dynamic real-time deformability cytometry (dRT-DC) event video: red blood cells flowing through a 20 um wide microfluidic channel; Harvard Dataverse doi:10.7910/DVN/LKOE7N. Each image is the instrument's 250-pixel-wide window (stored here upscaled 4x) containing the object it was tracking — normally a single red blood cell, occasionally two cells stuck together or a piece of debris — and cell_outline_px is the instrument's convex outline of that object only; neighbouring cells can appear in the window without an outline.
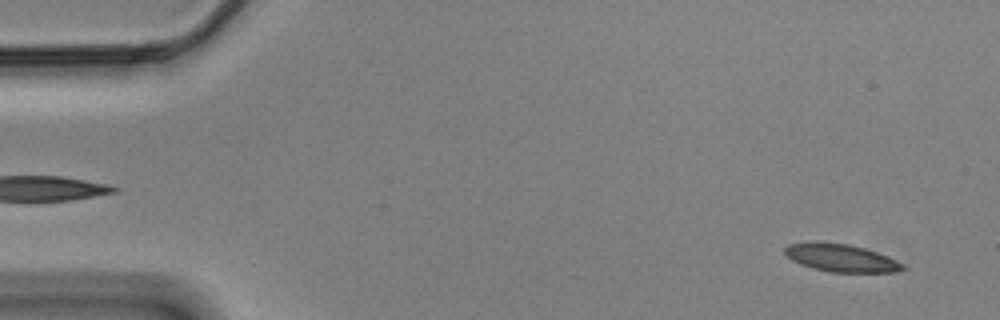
{"species": "Egyptian fruit bat (a non-hibernating species)", "species_latin": "Rousettus aegyptiacus", "temperature_condition": "cold", "stored_images_in_passage": 57, "segment_of_instrument_passage": [1, 2], "camera_frame_rate_fps": 3000, "um_per_image_px": 0.085, "animal": {"sex": "male"}, "frame": {"image": 1, "passage_image": 3, "time_ms": 0.667, "image_size_px": [1000, 320], "cell_outline_px": [[904, 268], [896, 272], [832, 272], [812, 268], [800, 264], [792, 260], [784, 252], [784, 248], [788, 244], [816, 240], [848, 244], [864, 248], [888, 256], [904, 264]], "centroid_in_image_um": [71.44, 21.9], "position_along_channel_um": 13.6, "area_um2": 19.19}}
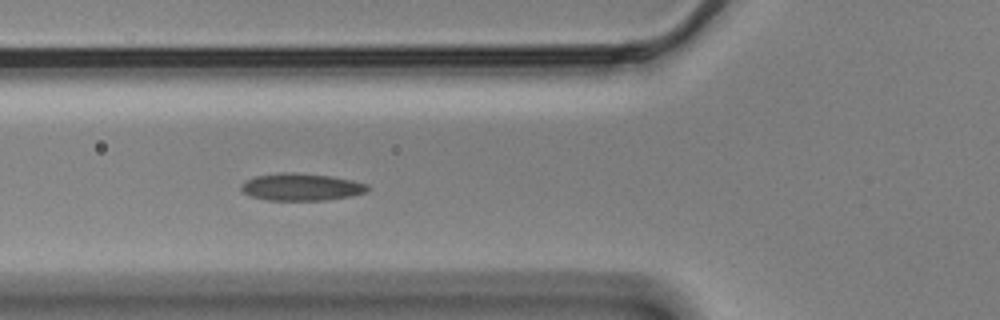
{"frame": {"image": 2, "passage_image": 20, "time_ms": 6.333, "image_size_px": [1000, 320], "cell_outline_px": [[372, 188], [368, 192], [352, 196], [324, 200], [268, 200], [252, 196], [244, 192], [240, 188], [240, 184], [256, 176], [280, 172], [292, 172], [332, 176], [352, 180], [368, 184]], "centroid_in_image_um": [25.67, 15.89], "position_along_channel_um": 100.1, "area_um2": 20.17}}
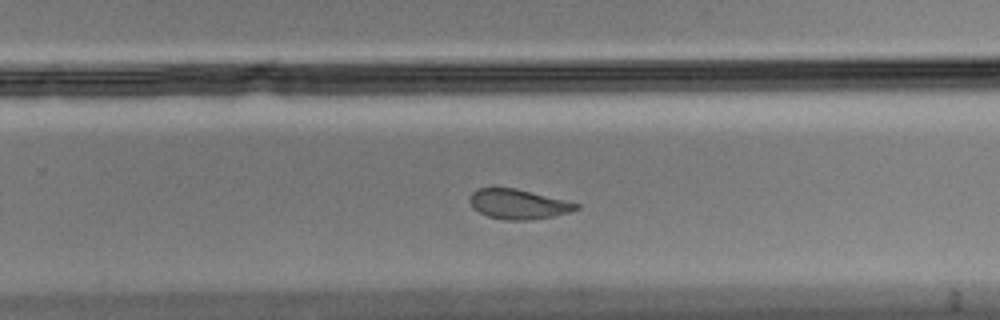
{"frame": {"image": 3, "passage_image": 36, "time_ms": 11.667, "image_size_px": [1000, 320], "cell_outline_px": [[580, 208], [568, 212], [552, 216], [528, 220], [504, 220], [488, 216], [472, 208], [472, 192], [476, 188], [516, 188], [568, 200], [580, 204]], "centroid_in_image_um": [44.1, 17.34], "position_along_channel_um": 285.7, "area_um2": 18.38}}